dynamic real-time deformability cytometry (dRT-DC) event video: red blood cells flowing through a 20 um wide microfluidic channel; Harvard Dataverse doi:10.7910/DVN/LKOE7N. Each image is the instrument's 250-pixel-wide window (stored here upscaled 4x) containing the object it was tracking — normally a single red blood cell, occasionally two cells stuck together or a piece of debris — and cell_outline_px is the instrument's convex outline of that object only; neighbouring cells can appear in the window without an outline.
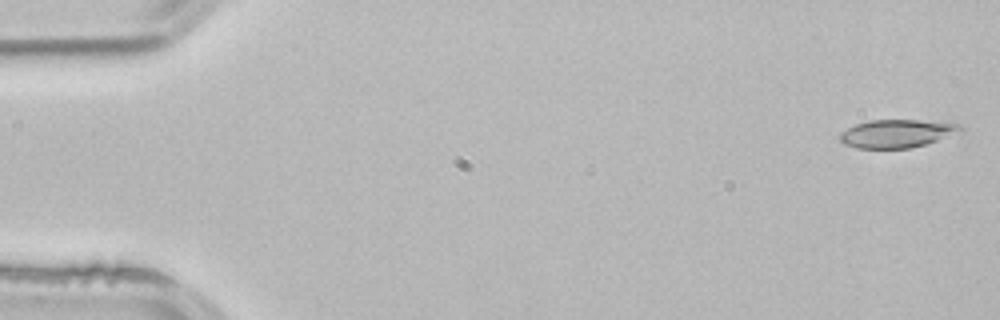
{"species": "common noctule bat (a hibernating species)", "species_latin": "Nyctalus noctula", "temperature_condition": "room temperature", "stored_images_in_passage": 52, "camera_frame_rate_fps": 3000, "um_per_image_px": 0.085, "animal": {"sex": "male", "body_mass_g": 21.5, "forearm_length_mm": 52.0}, "frame": {"image": 1, "passage_image": 1, "time_ms": 0.0, "image_size_px": [1000, 320], "cell_outline_px": [[964, 132], [912, 148], [856, 148], [844, 144], [840, 140], [840, 132], [856, 124], [868, 120], [920, 120], [960, 124], [964, 128]], "centroid_in_image_um": [76.28, 11.35], "position_along_channel_um": 8.7, "area_um2": 19.88}}
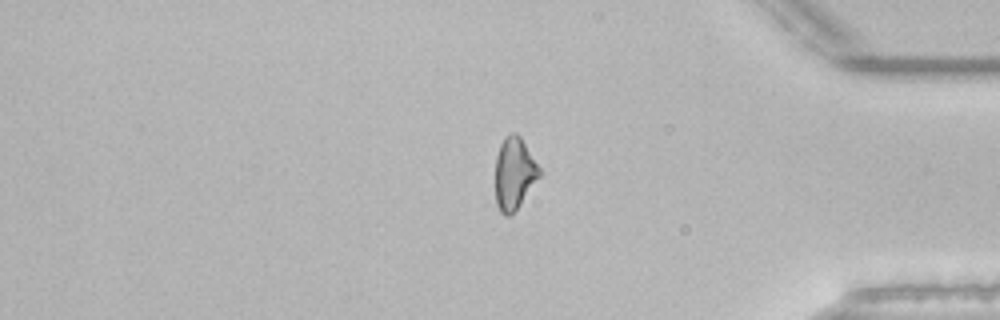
{"frame": {"image": 2, "passage_image": 43, "time_ms": 14.0, "image_size_px": [1000, 320], "cell_outline_px": [[540, 176], [516, 208], [508, 216], [504, 216], [500, 212], [496, 204], [496, 156], [500, 144], [504, 136], [512, 132], [516, 132], [520, 136], [540, 168]], "centroid_in_image_um": [43.69, 14.7], "position_along_channel_um": 391.5, "area_um2": 18.21}}
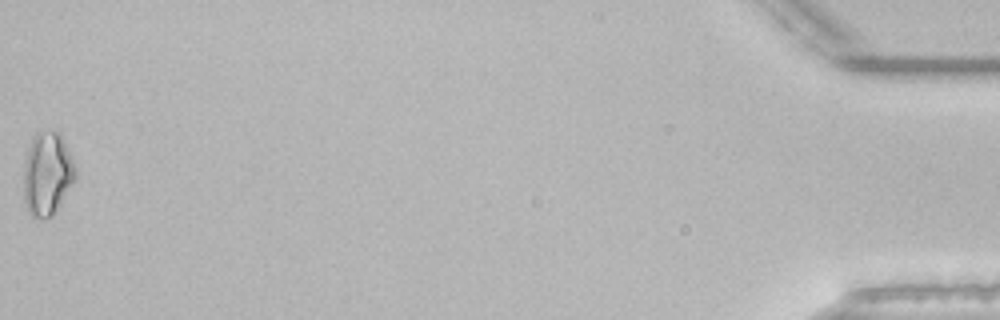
{"frame": {"image": 3, "passage_image": 52, "time_ms": 17.0, "image_size_px": [1000, 320], "cell_outline_px": [[76, 180], [52, 216], [44, 220], [40, 220], [32, 216], [28, 212], [24, 200], [24, 164], [28, 148], [36, 132], [60, 132], [76, 164]], "centroid_in_image_um": [4.04, 14.8], "position_along_channel_um": 431.2, "area_um2": 25.43}, "authors_computed_cell_mechanics": {"area_um2": 19.4497, "velocity_mm_per_s": 3.8875, "shape_relaxation_time_tau1_ms": null, "shape_relaxation_time_tau2_ms": 4.9415, "deformation_change_tau1": null, "deformation_change_tau2": 0.1162}}